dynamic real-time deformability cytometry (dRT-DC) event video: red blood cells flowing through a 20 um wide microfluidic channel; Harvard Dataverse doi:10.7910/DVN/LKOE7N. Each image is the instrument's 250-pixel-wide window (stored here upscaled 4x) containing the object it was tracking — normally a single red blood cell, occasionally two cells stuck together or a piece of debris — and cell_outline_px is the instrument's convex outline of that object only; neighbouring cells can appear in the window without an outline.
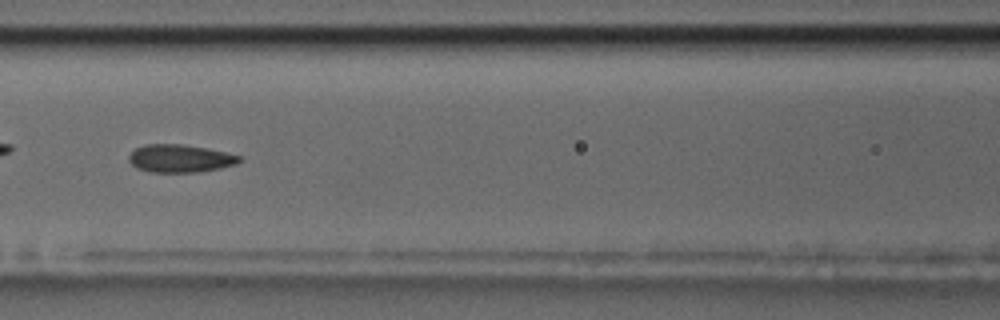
{"species": "common noctule bat (a hibernating species)", "species_latin": "Nyctalus noctula", "temperature_condition": "room temperature", "stored_images_in_passage": 55, "camera_frame_rate_fps": 3000, "um_per_image_px": 0.085, "animal": {"sex": "male", "body_mass_g": 17.5, "forearm_length_mm": 52.3}, "frame": {"image": 1, "passage_image": 24, "time_ms": 7.667, "image_size_px": [1000, 320], "cell_outline_px": [[244, 160], [236, 164], [220, 168], [200, 172], [148, 172], [136, 168], [128, 160], [128, 156], [136, 148], [144, 144], [180, 144], [208, 148], [240, 156]], "centroid_in_image_um": [15.3, 13.47], "position_along_channel_um": 151.3, "area_um2": 18.03}, "authors_computed_cell_mechanics": {"area_um2": 17.918, "velocity_mm_per_s": 3.6081, "shape_relaxation_time_tau1_ms": 5.4734, "shape_relaxation_time_tau2_ms": 1.3838, "deformation_change_tau1": 0.1444, "deformation_change_tau2": 0.0642}}